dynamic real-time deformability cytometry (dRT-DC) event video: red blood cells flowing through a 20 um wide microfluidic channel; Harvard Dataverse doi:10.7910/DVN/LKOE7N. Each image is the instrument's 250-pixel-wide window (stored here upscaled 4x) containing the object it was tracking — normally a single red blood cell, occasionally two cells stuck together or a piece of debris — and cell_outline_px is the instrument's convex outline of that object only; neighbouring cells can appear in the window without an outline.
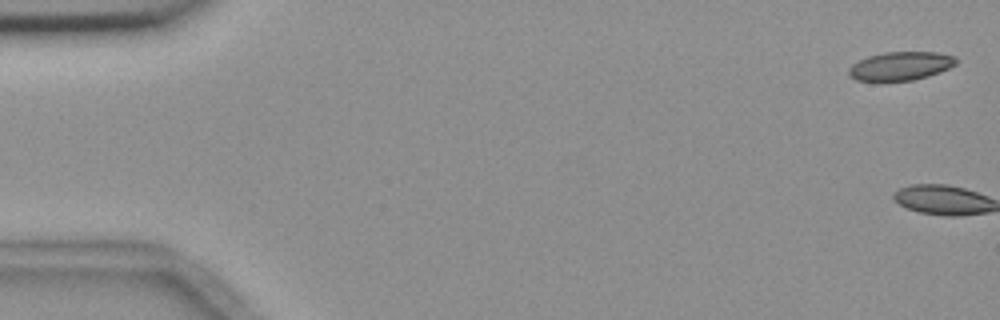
{"species": "common noctule bat (a hibernating species)", "species_latin": "Nyctalus noctula", "temperature_condition": "room temperature", "stored_images_in_passage": 4, "segment_of_instrument_passage": [2, 2], "camera_frame_rate_fps": 3000, "um_per_image_px": 0.085, "animal": {"sex": "female", "body_mass_g": 18.4}, "frame": {"image": 1, "passage_image": 4, "time_ms": 7.0, "image_size_px": [1000, 320], "cell_outline_px": [[956, 64], [940, 72], [928, 76], [912, 80], [856, 80], [848, 76], [848, 68], [852, 64], [868, 56], [884, 52], [936, 52], [956, 56]], "centroid_in_image_um": [76.54, 5.6], "position_along_channel_um": 8.5, "area_um2": 17.74}}